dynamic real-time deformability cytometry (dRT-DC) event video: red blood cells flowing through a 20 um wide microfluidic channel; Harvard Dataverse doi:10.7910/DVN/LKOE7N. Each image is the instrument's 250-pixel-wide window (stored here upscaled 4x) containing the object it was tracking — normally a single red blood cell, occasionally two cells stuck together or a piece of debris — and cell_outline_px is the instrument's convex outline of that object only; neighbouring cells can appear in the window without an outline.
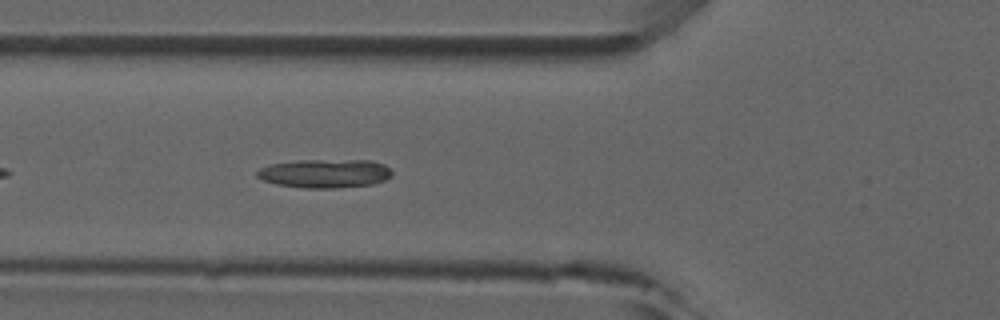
{"species": "common noctule bat (a hibernating species)", "species_latin": "Nyctalus noctula", "temperature_condition": "room temperature", "stored_images_in_passage": 4, "camera_frame_rate_fps": 3000, "um_per_image_px": 0.085, "animal": {"sex": "male", "forearm_length_mm": 52.5}, "frame": {"image": 1, "passage_image": 4, "time_ms": 3.333, "image_size_px": [1000, 320], "cell_outline_px": [[392, 176], [384, 180], [372, 184], [336, 188], [304, 188], [276, 184], [264, 180], [256, 176], [256, 172], [260, 168], [268, 164], [296, 160], [372, 160], [384, 164], [392, 172]], "centroid_in_image_um": [27.6, 14.73], "position_along_channel_um": 98.2, "area_um2": 22.72}}